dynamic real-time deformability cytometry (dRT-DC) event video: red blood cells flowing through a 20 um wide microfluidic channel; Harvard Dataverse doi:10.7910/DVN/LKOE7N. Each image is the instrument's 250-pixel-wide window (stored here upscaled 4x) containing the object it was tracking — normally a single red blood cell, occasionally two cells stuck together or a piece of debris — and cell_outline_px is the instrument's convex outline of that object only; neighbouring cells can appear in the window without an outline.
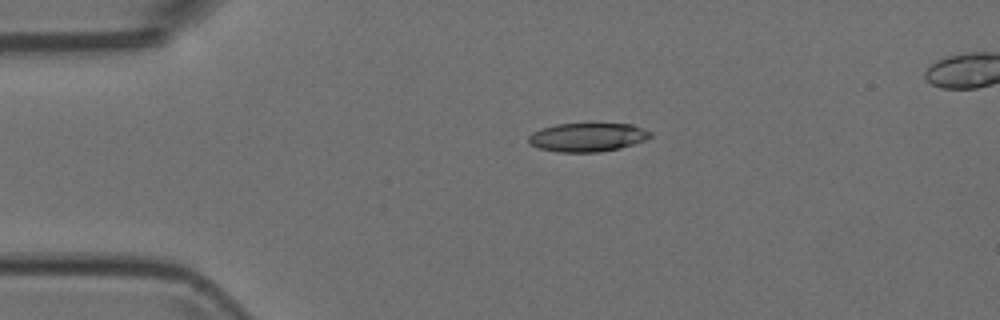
{"species": "Egyptian fruit bat (a non-hibernating species)", "species_latin": "Rousettus aegyptiacus", "temperature_condition": "room temperature", "stored_images_in_passage": 3, "camera_frame_rate_fps": 3000, "um_per_image_px": 0.085, "animal": {"sex": "female"}, "frame": {"image": 1, "passage_image": 1, "time_ms": 0.0, "image_size_px": [1000, 320], "cell_outline_px": [[652, 136], [644, 140], [620, 148], [600, 152], [556, 152], [540, 148], [528, 144], [528, 136], [532, 132], [540, 128], [556, 124], [632, 124], [652, 132]], "centroid_in_image_um": [49.9, 11.67], "position_along_channel_um": 35.1, "area_um2": 20.4}}